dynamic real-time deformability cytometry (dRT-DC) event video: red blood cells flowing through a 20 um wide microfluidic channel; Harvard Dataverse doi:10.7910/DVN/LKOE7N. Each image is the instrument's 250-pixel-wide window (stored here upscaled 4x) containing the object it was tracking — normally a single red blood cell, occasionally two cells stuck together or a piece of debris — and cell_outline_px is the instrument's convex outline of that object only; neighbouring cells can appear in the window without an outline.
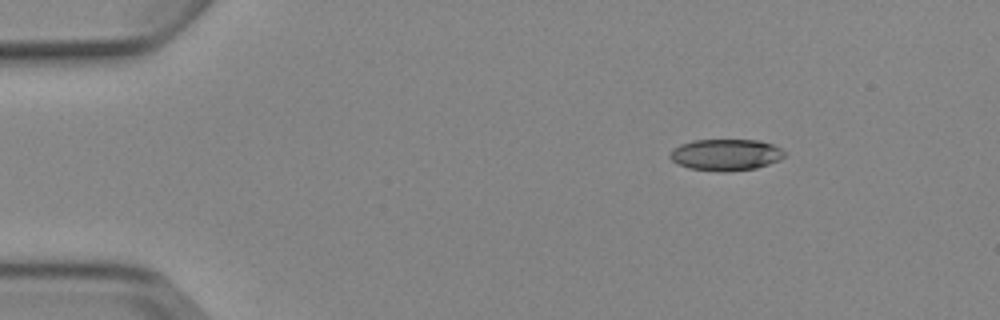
{"species": "Egyptian fruit bat (a non-hibernating species)", "species_latin": "Rousettus aegyptiacus", "temperature_condition": "cold", "stored_images_in_passage": 2, "camera_frame_rate_fps": 3000, "um_per_image_px": 0.085, "animal": {"sex": "female"}, "frame": {"image": 1, "passage_image": 2, "time_ms": 1.333, "image_size_px": [1000, 320], "cell_outline_px": [[784, 156], [780, 160], [756, 168], [728, 172], [724, 172], [688, 168], [672, 160], [668, 156], [680, 144], [692, 140], [760, 140], [772, 144], [780, 148], [784, 152]], "centroid_in_image_um": [61.71, 13.15], "position_along_channel_um": 23.3, "area_um2": 20.92}}